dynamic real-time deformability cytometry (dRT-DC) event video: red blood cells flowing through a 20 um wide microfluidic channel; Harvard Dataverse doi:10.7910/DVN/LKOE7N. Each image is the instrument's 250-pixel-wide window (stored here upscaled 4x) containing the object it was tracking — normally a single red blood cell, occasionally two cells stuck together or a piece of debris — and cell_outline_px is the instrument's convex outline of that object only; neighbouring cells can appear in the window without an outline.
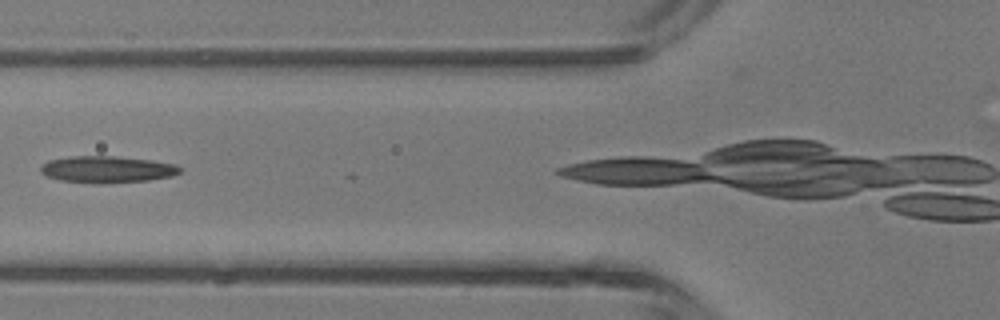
{"species": "common noctule bat (a hibernating species)", "species_latin": "Nyctalus noctula", "temperature_condition": "room temperature", "stored_images_in_passage": 5, "camera_frame_rate_fps": 3000, "um_per_image_px": 0.085, "animal": {"sex": "male", "body_mass_g": 13.3}, "frame": {"image": 1, "passage_image": 3, "time_ms": 2.333, "image_size_px": [1000, 320], "cell_outline_px": [[184, 168], [180, 172], [172, 176], [148, 180], [100, 184], [96, 184], [60, 180], [48, 176], [40, 172], [40, 168], [48, 160], [72, 156], [116, 156], [152, 160], [176, 164]], "centroid_in_image_um": [9.14, 14.4], "position_along_channel_um": 116.7, "area_um2": 21.85}}